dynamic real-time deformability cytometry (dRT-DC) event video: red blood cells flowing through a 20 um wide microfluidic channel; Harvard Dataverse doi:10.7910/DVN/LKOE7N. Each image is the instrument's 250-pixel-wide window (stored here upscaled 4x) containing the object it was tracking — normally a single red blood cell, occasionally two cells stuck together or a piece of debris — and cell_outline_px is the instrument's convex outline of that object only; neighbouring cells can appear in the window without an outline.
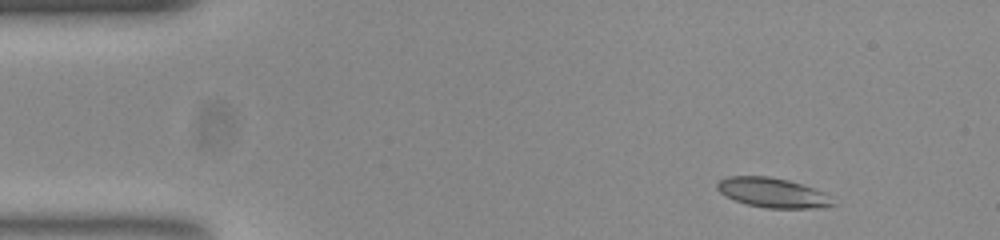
{"species": "common noctule bat (a hibernating species)", "species_latin": "Nyctalus noctula", "temperature_condition": "room temperature", "stored_images_in_passage": 10, "camera_frame_rate_fps": 3000, "um_per_image_px": 0.085, "animal": {"sex": "female", "body_mass_g": 23.0, "forearm_length_mm": 53.4}, "frame": {"image": 1, "passage_image": 1, "time_ms": 0.0, "image_size_px": [1000, 240], "cell_outline_px": [[836, 204], [820, 208], [764, 208], [748, 204], [724, 196], [716, 188], [716, 184], [720, 180], [728, 176], [768, 176], [788, 180], [824, 192], [832, 196]], "centroid_in_image_um": [65.69, 16.38], "position_along_channel_um": 19.3, "area_um2": 20.06}}